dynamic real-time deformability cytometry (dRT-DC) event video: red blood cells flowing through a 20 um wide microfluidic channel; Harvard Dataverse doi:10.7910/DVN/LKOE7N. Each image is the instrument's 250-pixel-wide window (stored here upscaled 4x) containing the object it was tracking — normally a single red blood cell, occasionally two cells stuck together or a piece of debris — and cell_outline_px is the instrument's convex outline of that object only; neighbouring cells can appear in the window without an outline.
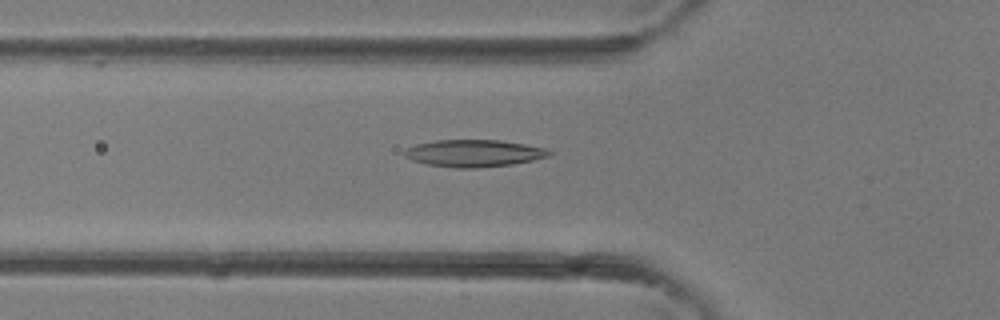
{"species": "common noctule bat (a hibernating species)", "species_latin": "Nyctalus noctula", "temperature_condition": "room temperature", "stored_images_in_passage": 29, "camera_frame_rate_fps": 3000, "um_per_image_px": 0.085, "animal": {"sex": "female"}, "frame": {"image": 1, "passage_image": 4, "time_ms": 1.0, "image_size_px": [1000, 320], "cell_outline_px": [[552, 152], [548, 156], [532, 160], [512, 164], [476, 168], [456, 168], [428, 164], [412, 160], [404, 156], [404, 152], [408, 148], [416, 144], [436, 140], [500, 140], [524, 144], [544, 148]], "centroid_in_image_um": [40.26, 13.02], "position_along_channel_um": 85.5, "area_um2": 22.6}}
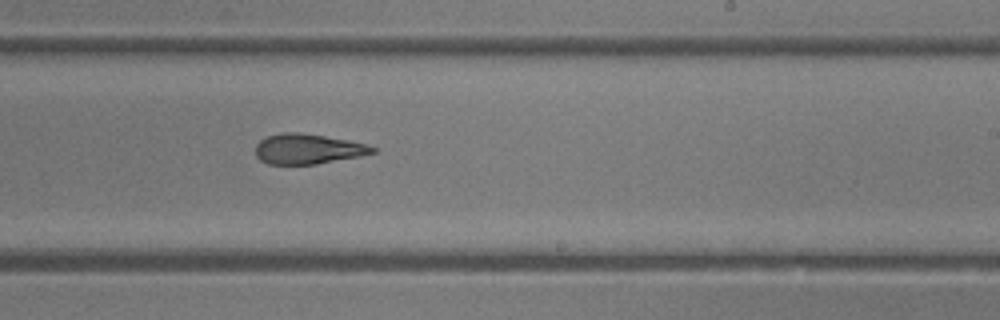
{"frame": {"image": 2, "passage_image": 14, "time_ms": 4.333, "image_size_px": [1000, 320], "cell_outline_px": [[376, 152], [360, 156], [316, 164], [268, 164], [260, 160], [256, 156], [256, 144], [260, 140], [268, 136], [284, 132], [296, 132], [324, 136], [364, 144], [376, 148]], "centroid_in_image_um": [26.13, 12.67], "position_along_channel_um": 262.9, "area_um2": 20.23}}
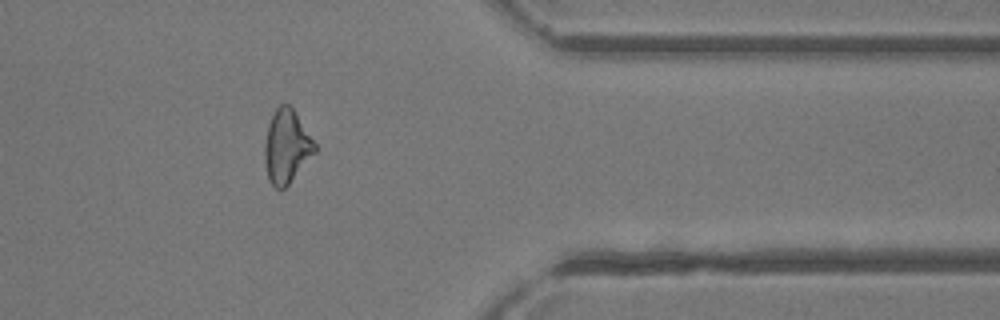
{"frame": {"image": 3, "passage_image": 22, "time_ms": 7.0, "image_size_px": [1000, 320], "cell_outline_px": [[316, 152], [288, 184], [284, 188], [276, 188], [268, 180], [264, 160], [264, 144], [268, 124], [276, 108], [280, 104], [288, 104], [292, 108], [316, 144]], "centroid_in_image_um": [24.34, 12.46], "position_along_channel_um": 387.1, "area_um2": 21.21}}